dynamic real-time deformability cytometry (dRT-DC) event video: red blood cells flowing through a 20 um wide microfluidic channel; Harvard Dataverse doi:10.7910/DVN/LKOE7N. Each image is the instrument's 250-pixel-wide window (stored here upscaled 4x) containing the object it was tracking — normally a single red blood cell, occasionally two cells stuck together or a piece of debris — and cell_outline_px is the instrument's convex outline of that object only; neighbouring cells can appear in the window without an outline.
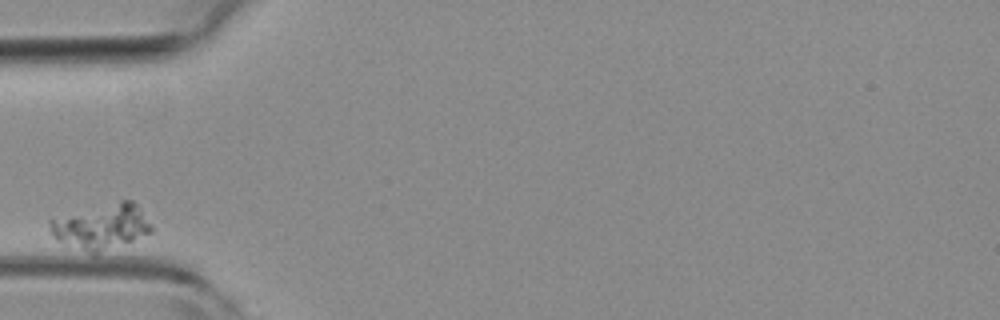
{"species": "common noctule bat (a hibernating species)", "species_latin": "Nyctalus noctula", "temperature_condition": "room temperature", "stored_images_in_passage": 28, "camera_frame_rate_fps": 3000, "um_per_image_px": 0.085, "animal": {"sex": "female", "body_mass_g": 19.3, "forearm_length_mm": 54.1}, "frame": {"image": 1, "passage_image": 1, "time_ms": 0.0, "image_size_px": [1000, 320], "cell_outline_px": [[152, 232], [96, 256], [92, 256], [52, 236], [48, 224], [48, 220], [120, 200], [132, 200], [140, 208], [152, 224]], "centroid_in_image_um": [8.65, 19.3], "position_along_channel_um": 76.3, "area_um2": 26.76}}
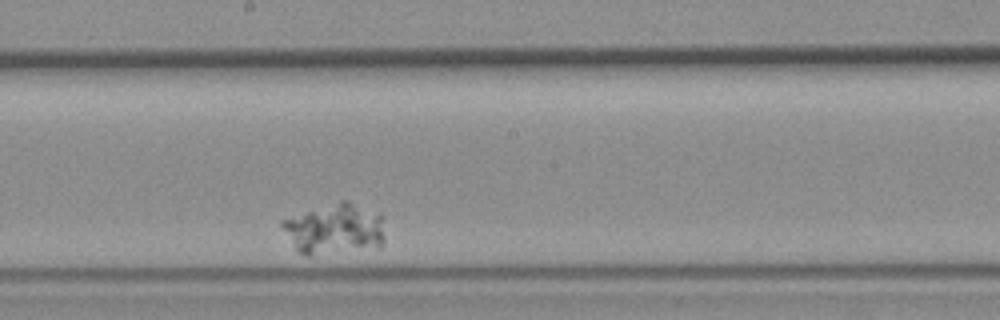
{"frame": {"image": 2, "passage_image": 15, "time_ms": 4.667, "image_size_px": [1000, 320], "cell_outline_px": [[384, 240], [380, 248], [308, 256], [304, 256], [296, 252], [280, 224], [280, 220], [344, 200], [348, 200], [384, 216]], "centroid_in_image_um": [28.47, 19.51], "position_along_channel_um": 219.7, "area_um2": 30.75}}
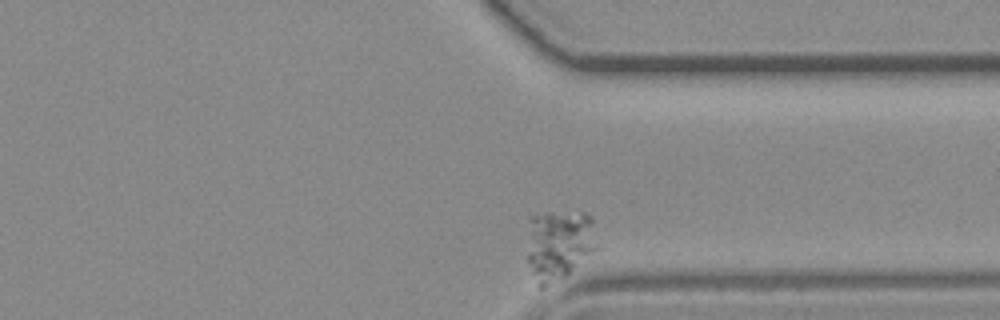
{"frame": {"image": 3, "passage_image": 28, "time_ms": 9.0, "image_size_px": [1000, 320], "cell_outline_px": [[600, 248], [564, 276], [544, 288], [536, 288], [528, 260], [528, 216], [548, 212], [584, 212], [592, 216], [600, 244]], "centroid_in_image_um": [47.54, 20.76], "position_along_channel_um": 363.9, "area_um2": 29.65}}